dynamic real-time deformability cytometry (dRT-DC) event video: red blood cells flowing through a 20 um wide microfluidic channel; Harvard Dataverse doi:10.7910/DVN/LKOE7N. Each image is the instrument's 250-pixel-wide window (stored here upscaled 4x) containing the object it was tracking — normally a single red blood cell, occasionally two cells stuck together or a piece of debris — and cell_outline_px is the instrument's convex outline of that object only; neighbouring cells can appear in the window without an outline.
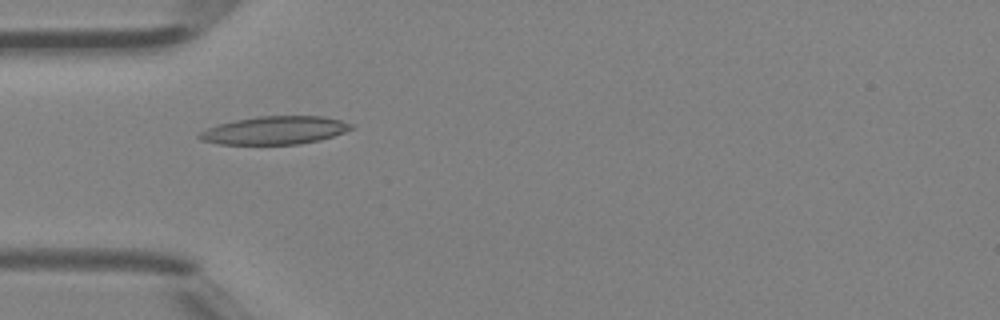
{"species": "Egyptian fruit bat (a non-hibernating species)", "species_latin": "Rousettus aegyptiacus", "temperature_condition": "room temperature", "stored_images_in_passage": 1, "camera_frame_rate_fps": 3000, "um_per_image_px": 0.085, "animal": {"sex": "female"}, "frame": {"image": 1, "passage_image": 1, "time_ms": 0.0, "image_size_px": [1000, 320], "cell_outline_px": [[356, 128], [320, 140], [300, 144], [220, 144], [200, 140], [196, 136], [200, 132], [208, 128], [220, 124], [236, 120], [260, 116], [320, 116], [340, 120], [356, 124]], "centroid_in_image_um": [23.4, 11.08], "position_along_channel_um": 61.6, "area_um2": 24.8}}